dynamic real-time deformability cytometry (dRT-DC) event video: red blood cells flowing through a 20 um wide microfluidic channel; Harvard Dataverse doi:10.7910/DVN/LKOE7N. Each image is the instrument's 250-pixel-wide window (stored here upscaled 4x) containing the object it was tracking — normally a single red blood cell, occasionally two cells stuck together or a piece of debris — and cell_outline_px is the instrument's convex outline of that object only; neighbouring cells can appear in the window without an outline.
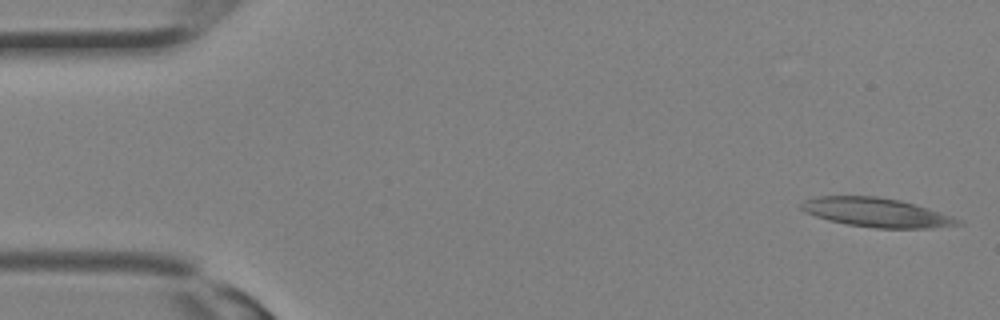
{"species": "Egyptian fruit bat (a non-hibernating species)", "species_latin": "Rousettus aegyptiacus", "temperature_condition": "room temperature", "stored_images_in_passage": 18, "camera_frame_rate_fps": 3000, "um_per_image_px": 0.085, "animal": {"sex": "female"}, "frame": {"image": 1, "passage_image": 1, "time_ms": 0.0, "image_size_px": [1000, 320], "cell_outline_px": [[964, 224], [928, 228], [876, 228], [848, 224], [828, 220], [804, 212], [800, 208], [800, 204], [804, 200], [816, 196], [876, 196], [900, 200], [928, 208], [964, 220]], "centroid_in_image_um": [74.5, 18.06], "position_along_channel_um": 10.5, "area_um2": 26.53}}
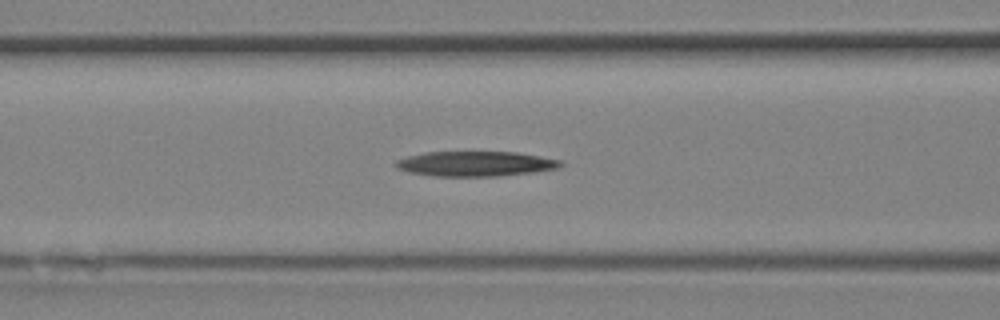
{"frame": {"image": 2, "passage_image": 12, "time_ms": 3.667, "image_size_px": [1000, 320], "cell_outline_px": [[564, 164], [560, 168], [532, 172], [500, 176], [436, 176], [408, 172], [396, 168], [392, 164], [396, 160], [408, 156], [424, 152], [516, 152], [564, 160]], "centroid_in_image_um": [40.43, 13.92], "position_along_channel_um": 126.2, "area_um2": 24.22}}
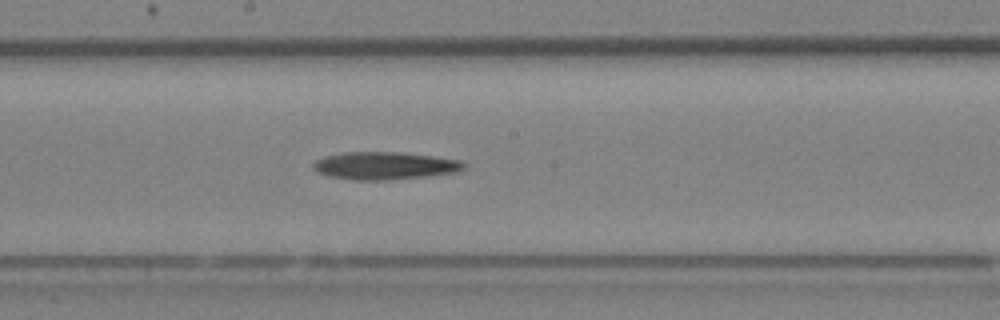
{"frame": {"image": 3, "passage_image": 16, "time_ms": 5.0, "image_size_px": [1000, 320], "cell_outline_px": [[468, 168], [460, 172], [424, 176], [380, 180], [356, 180], [332, 176], [316, 172], [312, 168], [312, 164], [316, 160], [324, 156], [340, 152], [400, 152], [464, 160], [468, 164]], "centroid_in_image_um": [32.76, 14.07], "position_along_channel_um": 215.4, "area_um2": 24.45}}